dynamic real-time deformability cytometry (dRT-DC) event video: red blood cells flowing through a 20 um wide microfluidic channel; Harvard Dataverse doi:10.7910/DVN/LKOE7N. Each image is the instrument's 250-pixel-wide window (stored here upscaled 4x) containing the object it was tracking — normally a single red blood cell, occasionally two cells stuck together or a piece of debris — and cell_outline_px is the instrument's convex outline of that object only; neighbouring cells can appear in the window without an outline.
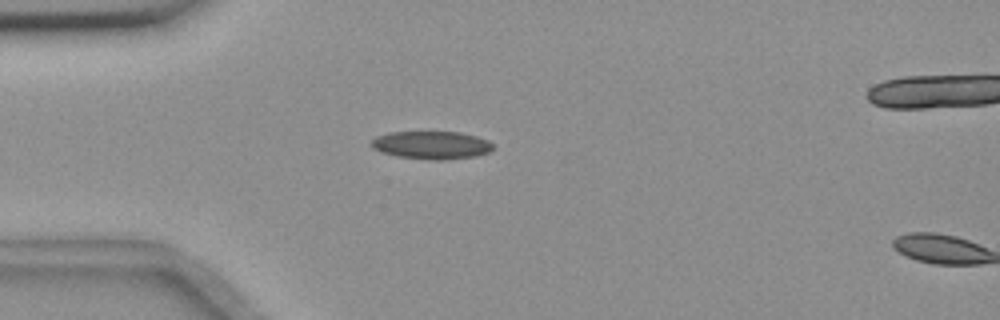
{"species": "common noctule bat (a hibernating species)", "species_latin": "Nyctalus noctula", "temperature_condition": "room temperature", "stored_images_in_passage": 6, "camera_frame_rate_fps": 3000, "um_per_image_px": 0.085, "animal": {"sex": "female", "body_mass_g": 18.4}, "frame": {"image": 1, "passage_image": 5, "time_ms": 4.667, "image_size_px": [1000, 320], "cell_outline_px": [[492, 148], [488, 152], [476, 156], [444, 160], [432, 160], [400, 156], [380, 152], [372, 148], [368, 144], [376, 136], [388, 132], [460, 132], [476, 136], [488, 140], [492, 144]], "centroid_in_image_um": [36.64, 12.33], "position_along_channel_um": 48.4, "area_um2": 19.83}}